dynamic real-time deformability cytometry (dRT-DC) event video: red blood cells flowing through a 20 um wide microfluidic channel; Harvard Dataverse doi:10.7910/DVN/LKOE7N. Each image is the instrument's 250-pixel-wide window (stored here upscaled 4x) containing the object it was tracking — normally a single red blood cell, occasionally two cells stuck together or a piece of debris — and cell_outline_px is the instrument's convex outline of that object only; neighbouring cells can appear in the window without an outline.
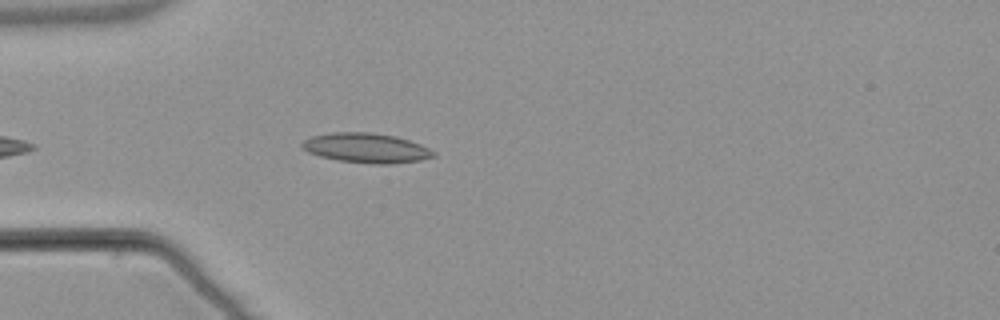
{"species": "common noctule bat (a hibernating species)", "species_latin": "Nyctalus noctula", "temperature_condition": "warm", "stored_images_in_passage": 12, "camera_frame_rate_fps": 3000, "um_per_image_px": 0.085, "animal": {"sex": "male", "body_mass_g": 21.5, "forearm_length_mm": 52.0}, "frame": {"image": 1, "passage_image": 6, "time_ms": 1.667, "image_size_px": [1000, 320], "cell_outline_px": [[436, 156], [420, 160], [392, 164], [372, 164], [340, 160], [320, 156], [308, 152], [300, 144], [304, 140], [312, 136], [332, 132], [372, 132], [396, 136], [420, 144], [436, 152]], "centroid_in_image_um": [31.15, 12.57], "position_along_channel_um": 53.8, "area_um2": 22.72}}